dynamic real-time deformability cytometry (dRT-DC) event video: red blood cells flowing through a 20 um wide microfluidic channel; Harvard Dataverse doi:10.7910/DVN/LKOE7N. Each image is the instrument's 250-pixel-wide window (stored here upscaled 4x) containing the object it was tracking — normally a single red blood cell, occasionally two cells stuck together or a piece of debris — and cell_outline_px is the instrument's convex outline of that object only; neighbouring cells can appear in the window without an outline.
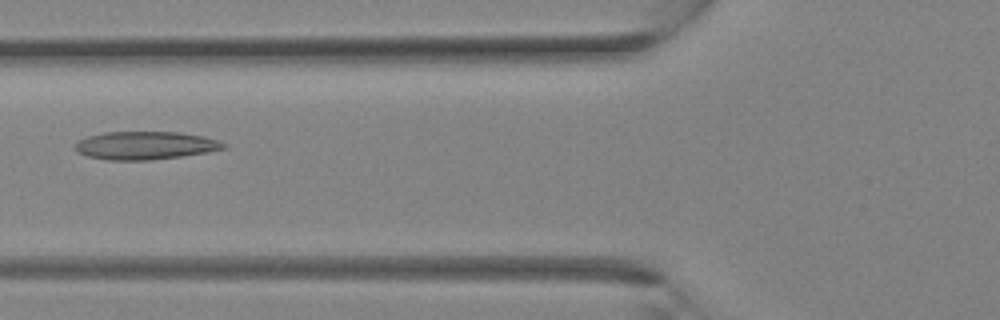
{"species": "Egyptian fruit bat (a non-hibernating species)", "species_latin": "Rousettus aegyptiacus", "temperature_condition": "room temperature", "stored_images_in_passage": 35, "camera_frame_rate_fps": 3000, "um_per_image_px": 0.085, "animal": {"sex": "female"}, "frame": {"image": 1, "passage_image": 14, "time_ms": 4.333, "image_size_px": [1000, 320], "cell_outline_px": [[228, 148], [208, 152], [180, 156], [148, 160], [104, 160], [88, 156], [76, 152], [72, 148], [80, 140], [88, 136], [104, 132], [180, 132], [200, 136], [216, 140], [228, 144]], "centroid_in_image_um": [12.33, 12.37], "position_along_channel_um": 113.5, "area_um2": 24.28}}
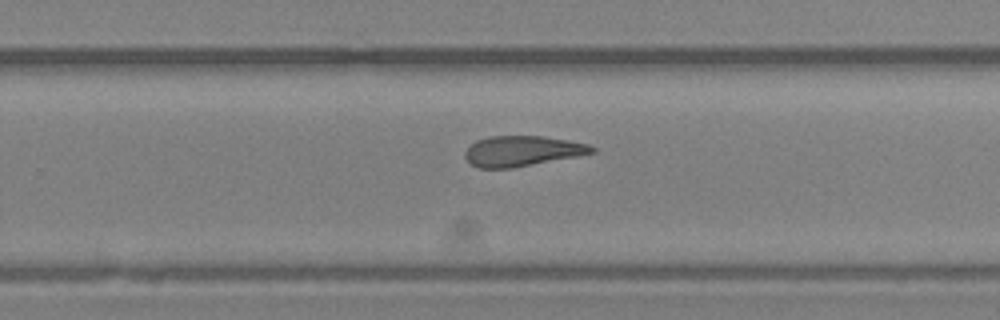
{"frame": {"image": 2, "passage_image": 23, "time_ms": 7.333, "image_size_px": [1000, 320], "cell_outline_px": [[596, 152], [576, 156], [512, 168], [480, 168], [472, 164], [464, 156], [464, 152], [476, 140], [488, 136], [544, 136], [568, 140], [588, 144], [596, 148]], "centroid_in_image_um": [44.38, 12.83], "position_along_channel_um": 285.4, "area_um2": 22.31}}
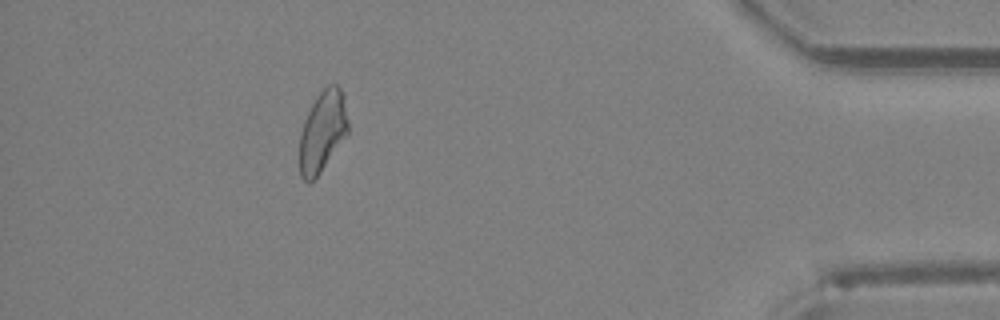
{"frame": {"image": 3, "passage_image": 32, "time_ms": 10.333, "image_size_px": [1000, 320], "cell_outline_px": [[348, 136], [320, 172], [308, 184], [300, 176], [300, 132], [304, 120], [316, 96], [328, 84], [336, 84], [340, 88], [344, 96], [348, 120]], "centroid_in_image_um": [27.43, 11.16], "position_along_channel_um": 407.8, "area_um2": 23.06}}